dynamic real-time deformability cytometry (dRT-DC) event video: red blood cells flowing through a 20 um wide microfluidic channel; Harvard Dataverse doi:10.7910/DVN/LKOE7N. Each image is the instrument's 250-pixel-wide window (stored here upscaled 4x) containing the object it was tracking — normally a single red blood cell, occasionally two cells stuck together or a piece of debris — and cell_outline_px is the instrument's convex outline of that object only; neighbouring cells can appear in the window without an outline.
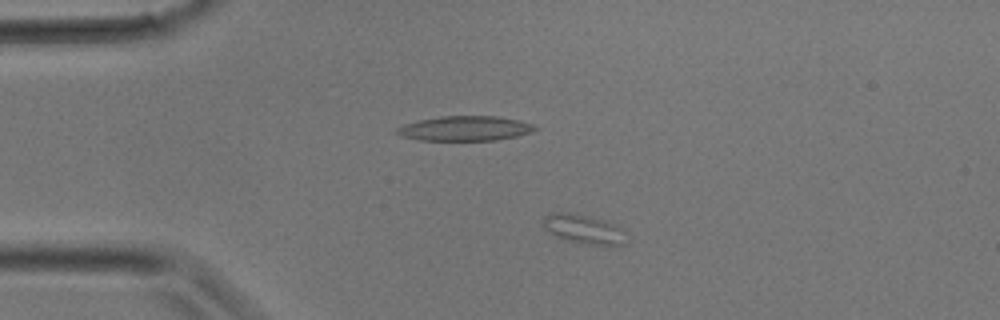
{"species": "common noctule bat (a hibernating species)", "species_latin": "Nyctalus noctula", "temperature_condition": "room temperature", "stored_images_in_passage": 31, "camera_frame_rate_fps": 3000, "um_per_image_px": 0.085, "animal": {"sex": "male", "body_mass_g": 17.9}, "frame": {"image": 1, "passage_image": 5, "time_ms": 1.333, "image_size_px": [1000, 320], "cell_outline_px": [[628, 240], [624, 244], [588, 244], [568, 240], [556, 236], [544, 228], [544, 216], [552, 212], [572, 212], [604, 220], [612, 224]], "centroid_in_image_um": [49.53, 19.45], "position_along_channel_um": 35.5, "area_um2": 13.58}}